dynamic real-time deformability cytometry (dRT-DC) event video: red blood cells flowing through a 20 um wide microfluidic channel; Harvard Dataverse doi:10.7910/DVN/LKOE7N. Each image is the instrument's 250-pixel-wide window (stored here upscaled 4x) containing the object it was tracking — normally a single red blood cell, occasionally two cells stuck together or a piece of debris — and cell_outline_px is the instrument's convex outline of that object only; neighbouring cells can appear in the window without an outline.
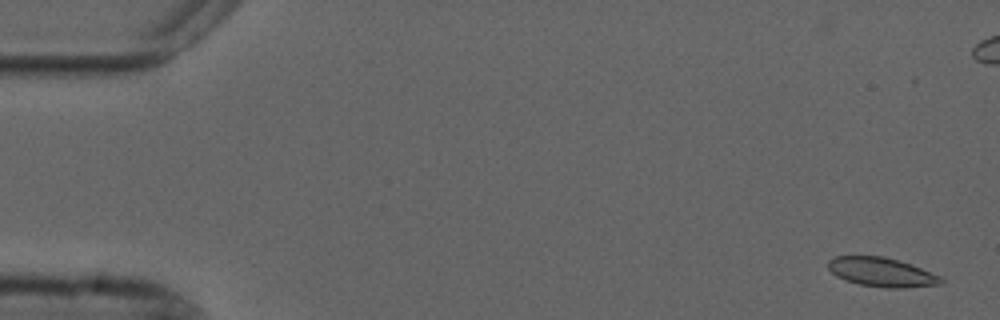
{"species": "common noctule bat (a hibernating species)", "species_latin": "Nyctalus noctula", "temperature_condition": "cold", "stored_images_in_passage": 56, "camera_frame_rate_fps": 3000, "um_per_image_px": 0.085, "animal": {"sex": "male", "forearm_length_mm": 52.5}, "frame": {"image": 1, "passage_image": 2, "time_ms": 0.333, "image_size_px": [1000, 320], "cell_outline_px": [[944, 284], [900, 288], [884, 288], [860, 284], [844, 280], [836, 276], [828, 268], [828, 260], [832, 256], [884, 256], [900, 260], [912, 264], [940, 276], [944, 280]], "centroid_in_image_um": [74.94, 23.13], "position_along_channel_um": 10.1, "area_um2": 19.36}}
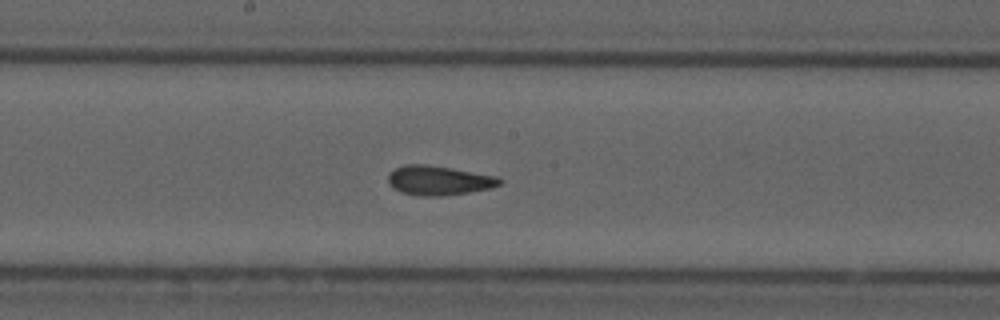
{"frame": {"image": 2, "passage_image": 29, "time_ms": 9.333, "image_size_px": [1000, 320], "cell_outline_px": [[504, 180], [500, 184], [492, 188], [444, 196], [420, 196], [400, 192], [392, 188], [388, 184], [388, 172], [404, 164], [428, 164], [452, 168], [496, 176]], "centroid_in_image_um": [37.26, 15.33], "position_along_channel_um": 210.9, "area_um2": 19.36}}
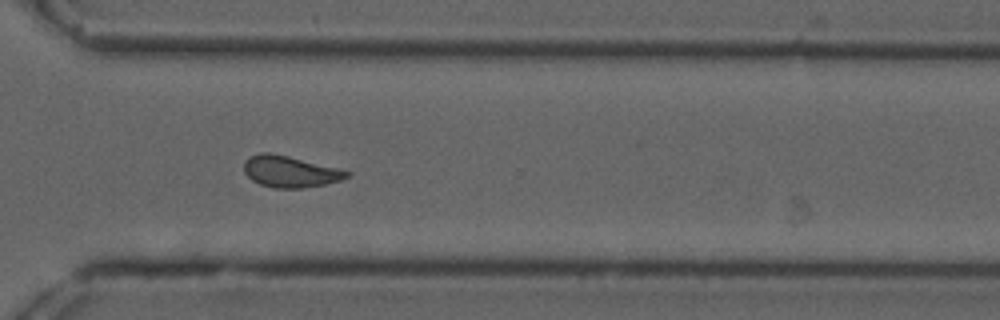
{"frame": {"image": 3, "passage_image": 40, "time_ms": 13.0, "image_size_px": [1000, 320], "cell_outline_px": [[352, 172], [348, 176], [340, 180], [324, 184], [304, 188], [272, 188], [260, 184], [252, 180], [244, 172], [244, 164], [252, 156], [260, 152], [268, 152], [288, 156]], "centroid_in_image_um": [24.64, 14.59], "position_along_channel_um": 346.0, "area_um2": 18.5}, "authors_computed_cell_mechanics": {"area_um2": 18.9295, "velocity_mm_per_s": 3.697, "shape_relaxation_time_tau1_ms": null, "shape_relaxation_time_tau2_ms": 1.7538, "deformation_change_tau1": null, "deformation_change_tau2": 0.0567}}